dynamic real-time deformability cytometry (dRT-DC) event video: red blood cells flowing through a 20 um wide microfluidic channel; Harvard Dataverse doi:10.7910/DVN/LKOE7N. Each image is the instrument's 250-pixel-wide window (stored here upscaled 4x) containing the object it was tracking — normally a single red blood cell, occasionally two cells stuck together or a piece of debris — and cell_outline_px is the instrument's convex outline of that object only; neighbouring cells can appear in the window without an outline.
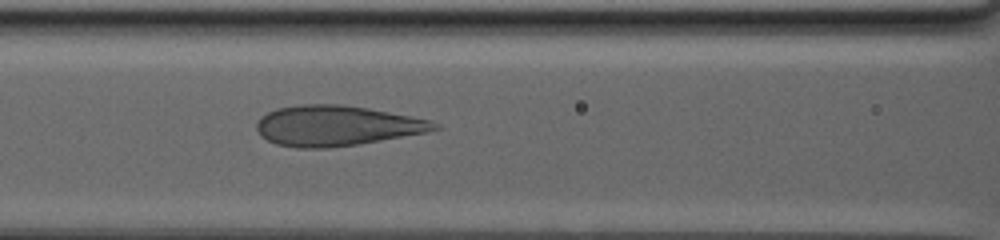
{"species": "human", "species_latin": "Homo sapiens", "temperature_condition": "warm", "stored_images_in_passage": 6, "camera_frame_rate_fps": 3000, "um_per_image_px": 0.085, "donor": {"sex": "male"}, "frame": {"image": 1, "passage_image": 6, "time_ms": 4.333, "image_size_px": [1000, 240], "cell_outline_px": [[440, 128], [428, 132], [356, 144], [328, 148], [296, 148], [276, 144], [260, 136], [256, 128], [256, 120], [260, 116], [276, 108], [300, 104], [340, 104], [368, 108], [428, 120], [440, 124]], "centroid_in_image_um": [28.54, 10.68], "position_along_channel_um": 138.1, "area_um2": 41.67}}